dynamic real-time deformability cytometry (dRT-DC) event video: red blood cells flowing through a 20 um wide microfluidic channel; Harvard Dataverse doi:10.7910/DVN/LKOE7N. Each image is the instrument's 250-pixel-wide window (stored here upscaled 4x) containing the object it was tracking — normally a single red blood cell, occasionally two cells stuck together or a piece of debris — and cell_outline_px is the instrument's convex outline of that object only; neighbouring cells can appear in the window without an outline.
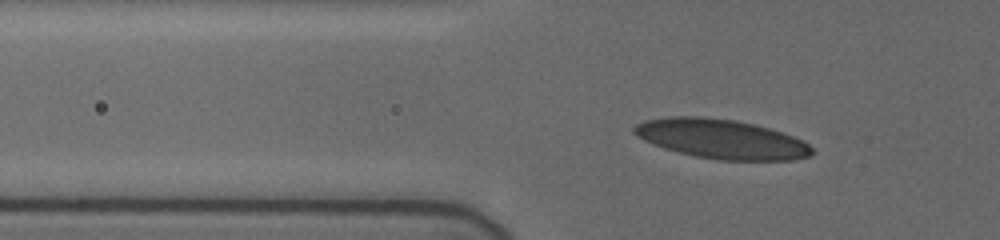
{"species": "human", "species_latin": "Homo sapiens", "temperature_condition": "cold", "stored_images_in_passage": 39, "camera_frame_rate_fps": 3000, "um_per_image_px": 0.085, "donor": {"sex": "female"}, "frame": {"image": 1, "passage_image": 3, "time_ms": 0.667, "image_size_px": [1000, 240], "cell_outline_px": [[812, 156], [792, 160], [720, 160], [696, 156], [664, 148], [652, 144], [636, 136], [632, 132], [632, 128], [636, 124], [644, 120], [668, 116], [700, 116], [732, 120], [752, 124], [768, 128], [792, 136], [808, 144], [812, 148]], "centroid_in_image_um": [61.26, 11.81], "position_along_channel_um": 64.5, "area_um2": 40.58}}
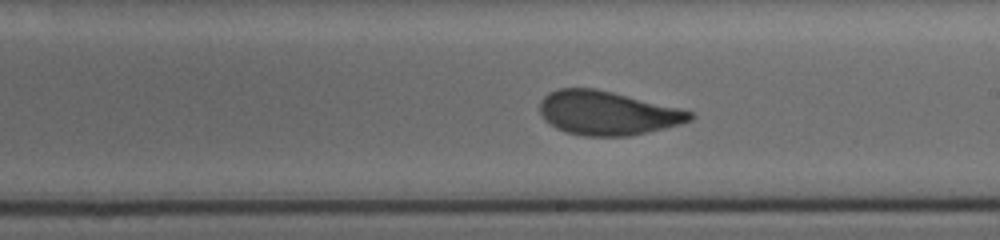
{"frame": {"image": 2, "passage_image": 18, "time_ms": 5.667, "image_size_px": [1000, 240], "cell_outline_px": [[696, 116], [692, 120], [680, 124], [664, 128], [628, 136], [584, 136], [564, 132], [556, 128], [544, 120], [540, 112], [540, 100], [548, 92], [560, 88], [596, 88], [680, 108], [696, 112]], "centroid_in_image_um": [51.63, 9.6], "position_along_channel_um": 237.4, "area_um2": 38.67}}
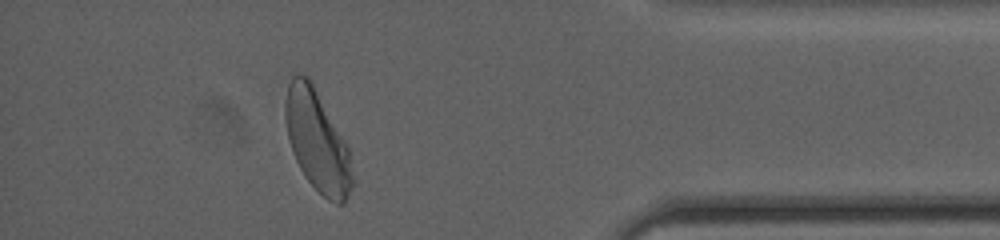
{"frame": {"image": 3, "passage_image": 34, "time_ms": 11.0, "image_size_px": [1000, 240], "cell_outline_px": [[352, 188], [344, 204], [336, 204], [328, 200], [308, 180], [300, 168], [292, 152], [288, 136], [284, 116], [284, 104], [288, 84], [292, 76], [300, 72], [308, 76], [348, 148], [352, 176]], "centroid_in_image_um": [26.93, 11.98], "position_along_channel_um": 408.3, "area_um2": 38.73}, "authors_computed_cell_mechanics": {"area_um2": 39.1306, "velocity_mm_per_s": 3.7087, "shape_relaxation_time_tau1_ms": 3.8637, "shape_relaxation_time_tau2_ms": 0.7111, "deformation_change_tau1": 0.1523, "deformation_change_tau2": 0.0756}}